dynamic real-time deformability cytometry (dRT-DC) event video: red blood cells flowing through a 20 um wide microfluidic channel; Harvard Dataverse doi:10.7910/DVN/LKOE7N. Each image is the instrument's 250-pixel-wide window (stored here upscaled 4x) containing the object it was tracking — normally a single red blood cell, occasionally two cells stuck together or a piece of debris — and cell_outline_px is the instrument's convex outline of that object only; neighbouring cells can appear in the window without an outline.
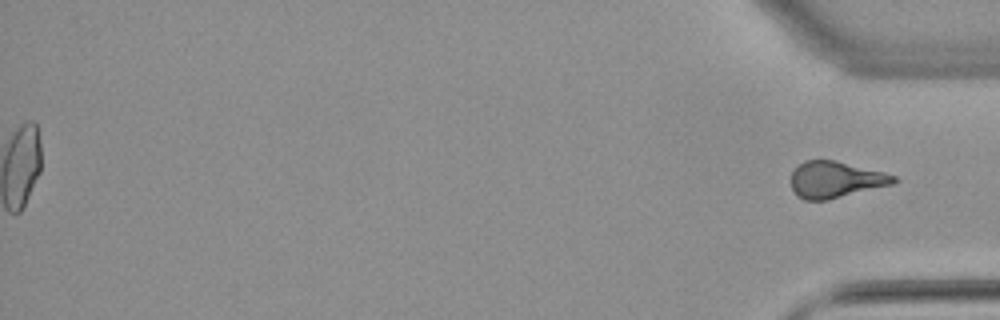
{"species": "common noctule bat (a hibernating species)", "species_latin": "Nyctalus noctula", "temperature_condition": "warm", "stored_images_in_passage": 39, "segment_of_instrument_passage": [2, 2], "camera_frame_rate_fps": 3000, "um_per_image_px": 0.085, "animal": {"sex": "female", "body_mass_g": 22.7, "forearm_length_mm": 54.2}, "frame": {"image": 1, "passage_image": 39, "time_ms": 12.667, "image_size_px": [1000, 320], "cell_outline_px": [[900, 180], [892, 184], [828, 200], [804, 200], [796, 196], [792, 188], [792, 172], [804, 160], [836, 160], [884, 172], [896, 176]], "centroid_in_image_um": [71.03, 15.27], "position_along_channel_um": 364.2, "area_um2": 21.79}}